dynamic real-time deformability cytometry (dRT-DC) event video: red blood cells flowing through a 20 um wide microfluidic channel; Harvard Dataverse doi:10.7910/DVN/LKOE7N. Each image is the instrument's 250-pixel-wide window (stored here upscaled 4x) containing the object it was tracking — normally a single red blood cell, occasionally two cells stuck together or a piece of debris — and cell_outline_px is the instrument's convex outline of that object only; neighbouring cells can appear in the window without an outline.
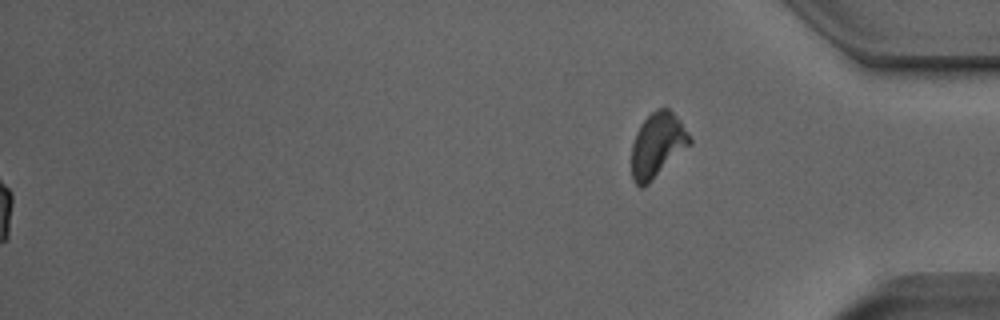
{"species": "Egyptian fruit bat (a non-hibernating species)", "species_latin": "Rousettus aegyptiacus", "temperature_condition": "room temperature", "stored_images_in_passage": 40, "segment_of_instrument_passage": [2, 2], "camera_frame_rate_fps": 3000, "um_per_image_px": 0.085, "animal": {"sex": "male"}, "frame": {"image": 1, "passage_image": 40, "time_ms": 13.0, "image_size_px": [1000, 320], "cell_outline_px": [[692, 144], [644, 188], [640, 188], [632, 180], [632, 144], [636, 132], [640, 124], [656, 108], [668, 108], [680, 120], [692, 136]], "centroid_in_image_um": [55.9, 12.35], "position_along_channel_um": 379.3, "area_um2": 22.2}}